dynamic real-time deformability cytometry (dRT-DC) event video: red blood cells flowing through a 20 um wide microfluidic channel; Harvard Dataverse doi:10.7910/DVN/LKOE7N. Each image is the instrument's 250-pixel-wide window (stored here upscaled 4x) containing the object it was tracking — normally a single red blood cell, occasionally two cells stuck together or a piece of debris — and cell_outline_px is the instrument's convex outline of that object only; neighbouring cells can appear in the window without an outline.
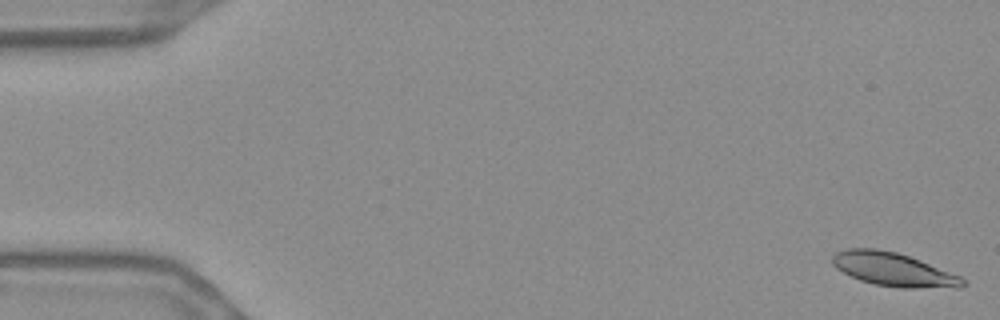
{"species": "Egyptian fruit bat (a non-hibernating species)", "species_latin": "Rousettus aegyptiacus", "temperature_condition": "warm", "stored_images_in_passage": 55, "camera_frame_rate_fps": 3000, "um_per_image_px": 0.085, "frame": {"image": 1, "passage_image": 1, "time_ms": 0.0, "image_size_px": [1000, 320], "cell_outline_px": [[968, 284], [960, 288], [900, 288], [876, 284], [860, 280], [836, 268], [832, 264], [832, 256], [836, 252], [844, 248], [876, 248], [896, 252], [920, 260], [960, 276]], "centroid_in_image_um": [75.95, 22.91], "position_along_channel_um": 9.0, "area_um2": 25.49}}
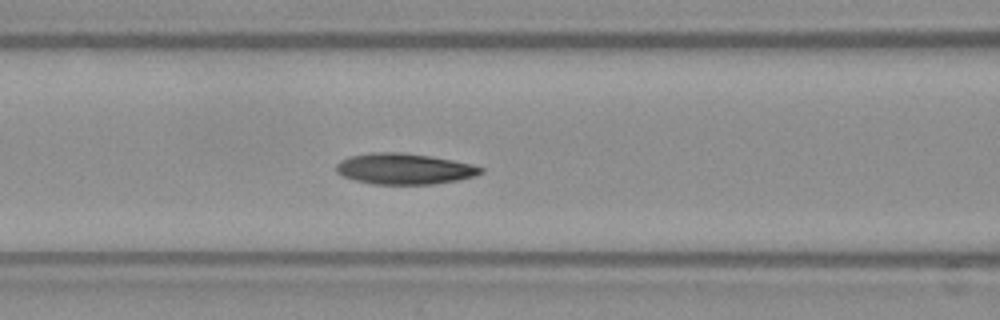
{"frame": {"image": 2, "passage_image": 23, "time_ms": 7.333, "image_size_px": [1000, 320], "cell_outline_px": [[484, 172], [472, 176], [456, 180], [432, 184], [372, 184], [356, 180], [344, 176], [336, 172], [336, 164], [340, 160], [348, 156], [372, 152], [404, 152], [432, 156], [472, 164], [484, 168]], "centroid_in_image_um": [34.34, 14.33], "position_along_channel_um": 132.3, "area_um2": 26.07}}
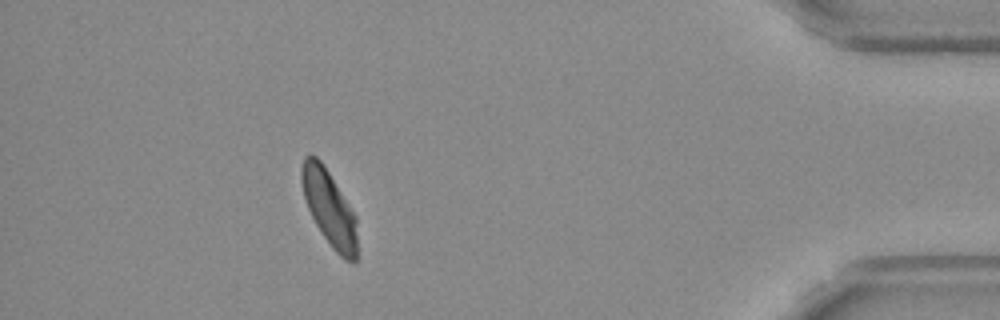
{"frame": {"image": 3, "passage_image": 50, "time_ms": 16.333, "image_size_px": [1000, 320], "cell_outline_px": [[356, 260], [344, 260], [332, 248], [316, 224], [308, 208], [304, 196], [300, 180], [300, 168], [304, 156], [316, 156], [320, 160], [328, 172], [356, 216]], "centroid_in_image_um": [27.96, 17.66], "position_along_channel_um": 407.2, "area_um2": 23.99}, "authors_computed_cell_mechanics": {"area_um2": 25.6632, "velocity_mm_per_s": 3.6392, "shape_relaxation_time_tau1_ms": 3.3315, "shape_relaxation_time_tau2_ms": 1.3873, "deformation_change_tau1": 0.1306, "deformation_change_tau2": 0.0531}}